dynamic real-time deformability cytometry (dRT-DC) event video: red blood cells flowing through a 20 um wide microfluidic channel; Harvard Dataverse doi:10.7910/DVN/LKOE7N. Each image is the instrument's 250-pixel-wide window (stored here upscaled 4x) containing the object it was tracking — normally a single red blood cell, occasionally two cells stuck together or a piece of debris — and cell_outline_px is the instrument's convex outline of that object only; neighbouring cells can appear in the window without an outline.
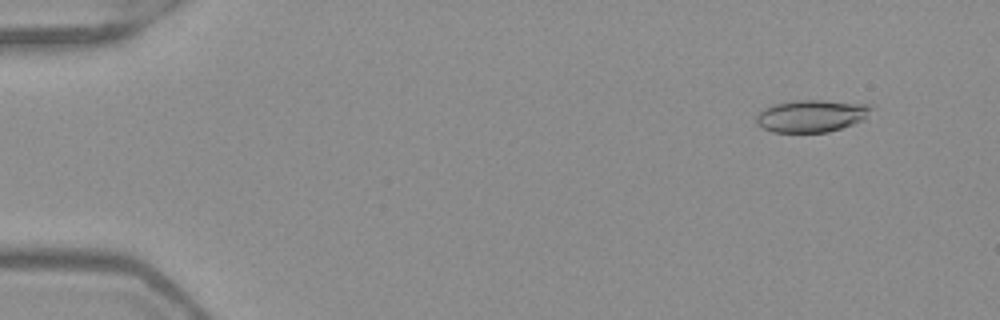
{"species": "Egyptian fruit bat (a non-hibernating species)", "species_latin": "Rousettus aegyptiacus", "temperature_condition": "warm", "stored_images_in_passage": 52, "camera_frame_rate_fps": 3000, "um_per_image_px": 0.085, "frame": {"image": 1, "passage_image": 5, "time_ms": 1.333, "image_size_px": [1000, 320], "cell_outline_px": [[872, 108], [864, 120], [828, 132], [772, 132], [756, 124], [756, 116], [764, 108], [772, 104], [796, 100], [824, 100], [872, 104]], "centroid_in_image_um": [68.97, 9.84], "position_along_channel_um": 16.0, "area_um2": 21.68}}
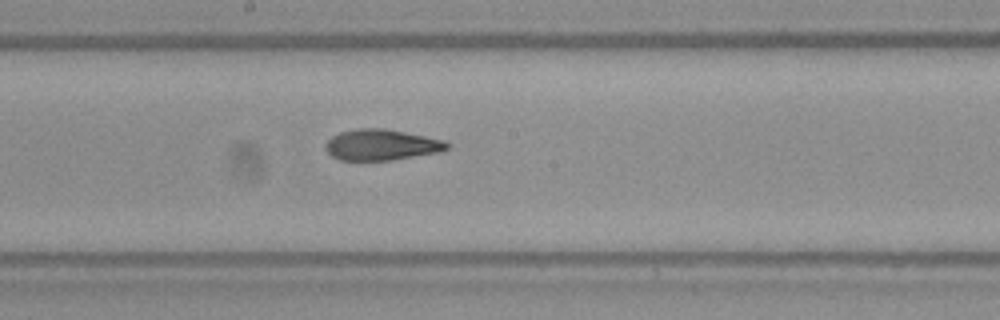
{"frame": {"image": 2, "passage_image": 29, "time_ms": 9.333, "image_size_px": [1000, 320], "cell_outline_px": [[452, 144], [448, 148], [440, 152], [392, 160], [340, 160], [332, 156], [324, 148], [324, 144], [332, 136], [340, 132], [356, 128], [384, 128], [444, 140]], "centroid_in_image_um": [32.42, 12.31], "position_along_channel_um": 215.8, "area_um2": 21.96}}
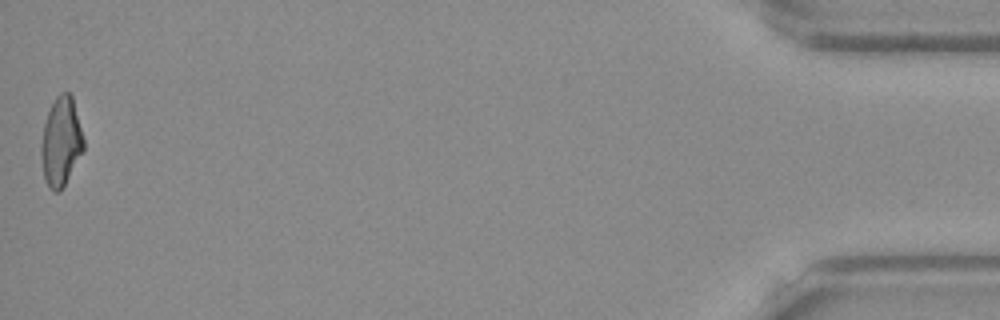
{"frame": {"image": 3, "passage_image": 52, "time_ms": 17.0, "image_size_px": [1000, 320], "cell_outline_px": [[84, 148], [60, 192], [52, 192], [48, 188], [44, 180], [40, 156], [40, 144], [44, 124], [48, 112], [56, 96], [60, 92], [68, 92], [72, 96], [84, 140]], "centroid_in_image_um": [5.15, 12.07], "position_along_channel_um": 430.0, "area_um2": 21.96}, "authors_computed_cell_mechanics": {"area_um2": 22.1663, "velocity_mm_per_s": 3.9809, "shape_relaxation_time_tau1_ms": 6.87, "shape_relaxation_time_tau2_ms": 1.781, "deformation_change_tau1": 0.218, "deformation_change_tau2": 0.0784}}